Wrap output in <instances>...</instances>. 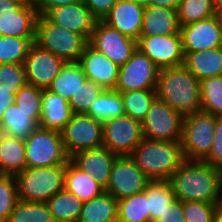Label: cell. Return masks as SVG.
<instances>
[{"mask_svg":"<svg viewBox=\"0 0 222 222\" xmlns=\"http://www.w3.org/2000/svg\"><path fill=\"white\" fill-rule=\"evenodd\" d=\"M34 43L65 62H78L88 41L83 36L52 23L45 15L39 14Z\"/></svg>","mask_w":222,"mask_h":222,"instance_id":"5","label":"cell"},{"mask_svg":"<svg viewBox=\"0 0 222 222\" xmlns=\"http://www.w3.org/2000/svg\"><path fill=\"white\" fill-rule=\"evenodd\" d=\"M213 222H222V202L216 205Z\"/></svg>","mask_w":222,"mask_h":222,"instance_id":"51","label":"cell"},{"mask_svg":"<svg viewBox=\"0 0 222 222\" xmlns=\"http://www.w3.org/2000/svg\"><path fill=\"white\" fill-rule=\"evenodd\" d=\"M123 99L125 115L142 123L156 98V90H132L120 92Z\"/></svg>","mask_w":222,"mask_h":222,"instance_id":"34","label":"cell"},{"mask_svg":"<svg viewBox=\"0 0 222 222\" xmlns=\"http://www.w3.org/2000/svg\"><path fill=\"white\" fill-rule=\"evenodd\" d=\"M145 190L151 222H154L176 198L168 180H150L147 183Z\"/></svg>","mask_w":222,"mask_h":222,"instance_id":"33","label":"cell"},{"mask_svg":"<svg viewBox=\"0 0 222 222\" xmlns=\"http://www.w3.org/2000/svg\"><path fill=\"white\" fill-rule=\"evenodd\" d=\"M184 54L183 65L199 81L222 75V47Z\"/></svg>","mask_w":222,"mask_h":222,"instance_id":"24","label":"cell"},{"mask_svg":"<svg viewBox=\"0 0 222 222\" xmlns=\"http://www.w3.org/2000/svg\"><path fill=\"white\" fill-rule=\"evenodd\" d=\"M154 222H186L183 211V202L175 199Z\"/></svg>","mask_w":222,"mask_h":222,"instance_id":"45","label":"cell"},{"mask_svg":"<svg viewBox=\"0 0 222 222\" xmlns=\"http://www.w3.org/2000/svg\"><path fill=\"white\" fill-rule=\"evenodd\" d=\"M38 127L39 124L29 116V113L18 107L16 103L9 106L0 119V133L24 141Z\"/></svg>","mask_w":222,"mask_h":222,"instance_id":"28","label":"cell"},{"mask_svg":"<svg viewBox=\"0 0 222 222\" xmlns=\"http://www.w3.org/2000/svg\"><path fill=\"white\" fill-rule=\"evenodd\" d=\"M179 32L184 52L222 47V33L218 15L180 26Z\"/></svg>","mask_w":222,"mask_h":222,"instance_id":"16","label":"cell"},{"mask_svg":"<svg viewBox=\"0 0 222 222\" xmlns=\"http://www.w3.org/2000/svg\"><path fill=\"white\" fill-rule=\"evenodd\" d=\"M82 0H38L34 5L39 14L44 15L48 10L81 2Z\"/></svg>","mask_w":222,"mask_h":222,"instance_id":"47","label":"cell"},{"mask_svg":"<svg viewBox=\"0 0 222 222\" xmlns=\"http://www.w3.org/2000/svg\"><path fill=\"white\" fill-rule=\"evenodd\" d=\"M14 92L0 90V119L9 106L15 103Z\"/></svg>","mask_w":222,"mask_h":222,"instance_id":"48","label":"cell"},{"mask_svg":"<svg viewBox=\"0 0 222 222\" xmlns=\"http://www.w3.org/2000/svg\"><path fill=\"white\" fill-rule=\"evenodd\" d=\"M177 15L179 25L185 26L216 14L212 0H180Z\"/></svg>","mask_w":222,"mask_h":222,"instance_id":"37","label":"cell"},{"mask_svg":"<svg viewBox=\"0 0 222 222\" xmlns=\"http://www.w3.org/2000/svg\"><path fill=\"white\" fill-rule=\"evenodd\" d=\"M55 222H77L83 202L66 189L53 195L46 202Z\"/></svg>","mask_w":222,"mask_h":222,"instance_id":"29","label":"cell"},{"mask_svg":"<svg viewBox=\"0 0 222 222\" xmlns=\"http://www.w3.org/2000/svg\"><path fill=\"white\" fill-rule=\"evenodd\" d=\"M180 0H150L151 6L167 7L170 9H178Z\"/></svg>","mask_w":222,"mask_h":222,"instance_id":"50","label":"cell"},{"mask_svg":"<svg viewBox=\"0 0 222 222\" xmlns=\"http://www.w3.org/2000/svg\"><path fill=\"white\" fill-rule=\"evenodd\" d=\"M65 189L83 203L94 199L105 191L93 177L79 170L70 160L66 164Z\"/></svg>","mask_w":222,"mask_h":222,"instance_id":"27","label":"cell"},{"mask_svg":"<svg viewBox=\"0 0 222 222\" xmlns=\"http://www.w3.org/2000/svg\"><path fill=\"white\" fill-rule=\"evenodd\" d=\"M149 181L129 155L117 156L105 191L120 200L144 191Z\"/></svg>","mask_w":222,"mask_h":222,"instance_id":"13","label":"cell"},{"mask_svg":"<svg viewBox=\"0 0 222 222\" xmlns=\"http://www.w3.org/2000/svg\"><path fill=\"white\" fill-rule=\"evenodd\" d=\"M144 8L134 0H118L102 20L122 34L137 40L142 29Z\"/></svg>","mask_w":222,"mask_h":222,"instance_id":"20","label":"cell"},{"mask_svg":"<svg viewBox=\"0 0 222 222\" xmlns=\"http://www.w3.org/2000/svg\"><path fill=\"white\" fill-rule=\"evenodd\" d=\"M129 156L149 180H169L185 161L181 142L146 138Z\"/></svg>","mask_w":222,"mask_h":222,"instance_id":"3","label":"cell"},{"mask_svg":"<svg viewBox=\"0 0 222 222\" xmlns=\"http://www.w3.org/2000/svg\"><path fill=\"white\" fill-rule=\"evenodd\" d=\"M8 222H55L46 202L18 200Z\"/></svg>","mask_w":222,"mask_h":222,"instance_id":"36","label":"cell"},{"mask_svg":"<svg viewBox=\"0 0 222 222\" xmlns=\"http://www.w3.org/2000/svg\"><path fill=\"white\" fill-rule=\"evenodd\" d=\"M34 39L0 36V64L24 63Z\"/></svg>","mask_w":222,"mask_h":222,"instance_id":"38","label":"cell"},{"mask_svg":"<svg viewBox=\"0 0 222 222\" xmlns=\"http://www.w3.org/2000/svg\"><path fill=\"white\" fill-rule=\"evenodd\" d=\"M39 13L33 3L24 2L14 12L0 14V36L35 38Z\"/></svg>","mask_w":222,"mask_h":222,"instance_id":"21","label":"cell"},{"mask_svg":"<svg viewBox=\"0 0 222 222\" xmlns=\"http://www.w3.org/2000/svg\"><path fill=\"white\" fill-rule=\"evenodd\" d=\"M168 181L181 202H222V170L205 161L185 160Z\"/></svg>","mask_w":222,"mask_h":222,"instance_id":"1","label":"cell"},{"mask_svg":"<svg viewBox=\"0 0 222 222\" xmlns=\"http://www.w3.org/2000/svg\"><path fill=\"white\" fill-rule=\"evenodd\" d=\"M26 83L24 63L0 64V90L16 93Z\"/></svg>","mask_w":222,"mask_h":222,"instance_id":"41","label":"cell"},{"mask_svg":"<svg viewBox=\"0 0 222 222\" xmlns=\"http://www.w3.org/2000/svg\"><path fill=\"white\" fill-rule=\"evenodd\" d=\"M104 146L81 150L70 156L69 160L81 171L88 173L104 189L107 188L112 165L117 158Z\"/></svg>","mask_w":222,"mask_h":222,"instance_id":"17","label":"cell"},{"mask_svg":"<svg viewBox=\"0 0 222 222\" xmlns=\"http://www.w3.org/2000/svg\"><path fill=\"white\" fill-rule=\"evenodd\" d=\"M42 93V88L26 83L15 94L17 106L29 113L38 124L42 117Z\"/></svg>","mask_w":222,"mask_h":222,"instance_id":"39","label":"cell"},{"mask_svg":"<svg viewBox=\"0 0 222 222\" xmlns=\"http://www.w3.org/2000/svg\"><path fill=\"white\" fill-rule=\"evenodd\" d=\"M118 200L104 191L83 203L77 222H117Z\"/></svg>","mask_w":222,"mask_h":222,"instance_id":"26","label":"cell"},{"mask_svg":"<svg viewBox=\"0 0 222 222\" xmlns=\"http://www.w3.org/2000/svg\"><path fill=\"white\" fill-rule=\"evenodd\" d=\"M87 115L101 122L125 115L123 99L114 89H103L92 104Z\"/></svg>","mask_w":222,"mask_h":222,"instance_id":"31","label":"cell"},{"mask_svg":"<svg viewBox=\"0 0 222 222\" xmlns=\"http://www.w3.org/2000/svg\"><path fill=\"white\" fill-rule=\"evenodd\" d=\"M91 14L97 19L102 20L111 10L118 0H82Z\"/></svg>","mask_w":222,"mask_h":222,"instance_id":"46","label":"cell"},{"mask_svg":"<svg viewBox=\"0 0 222 222\" xmlns=\"http://www.w3.org/2000/svg\"><path fill=\"white\" fill-rule=\"evenodd\" d=\"M212 5L215 11V14L222 16V0H212Z\"/></svg>","mask_w":222,"mask_h":222,"instance_id":"52","label":"cell"},{"mask_svg":"<svg viewBox=\"0 0 222 222\" xmlns=\"http://www.w3.org/2000/svg\"><path fill=\"white\" fill-rule=\"evenodd\" d=\"M23 3V0H0V14L4 12H14Z\"/></svg>","mask_w":222,"mask_h":222,"instance_id":"49","label":"cell"},{"mask_svg":"<svg viewBox=\"0 0 222 222\" xmlns=\"http://www.w3.org/2000/svg\"><path fill=\"white\" fill-rule=\"evenodd\" d=\"M201 111L222 116V75L200 81Z\"/></svg>","mask_w":222,"mask_h":222,"instance_id":"35","label":"cell"},{"mask_svg":"<svg viewBox=\"0 0 222 222\" xmlns=\"http://www.w3.org/2000/svg\"><path fill=\"white\" fill-rule=\"evenodd\" d=\"M18 202L17 185L14 176L5 175L0 179V222H8Z\"/></svg>","mask_w":222,"mask_h":222,"instance_id":"42","label":"cell"},{"mask_svg":"<svg viewBox=\"0 0 222 222\" xmlns=\"http://www.w3.org/2000/svg\"><path fill=\"white\" fill-rule=\"evenodd\" d=\"M26 168L66 165L69 156L63 145L61 133L38 127L26 140Z\"/></svg>","mask_w":222,"mask_h":222,"instance_id":"6","label":"cell"},{"mask_svg":"<svg viewBox=\"0 0 222 222\" xmlns=\"http://www.w3.org/2000/svg\"><path fill=\"white\" fill-rule=\"evenodd\" d=\"M220 25H221V33H222V16H219Z\"/></svg>","mask_w":222,"mask_h":222,"instance_id":"55","label":"cell"},{"mask_svg":"<svg viewBox=\"0 0 222 222\" xmlns=\"http://www.w3.org/2000/svg\"><path fill=\"white\" fill-rule=\"evenodd\" d=\"M60 133L69 157L81 150L103 146V124L87 114H73Z\"/></svg>","mask_w":222,"mask_h":222,"instance_id":"9","label":"cell"},{"mask_svg":"<svg viewBox=\"0 0 222 222\" xmlns=\"http://www.w3.org/2000/svg\"><path fill=\"white\" fill-rule=\"evenodd\" d=\"M179 31L176 9L151 5L144 8L140 36H165Z\"/></svg>","mask_w":222,"mask_h":222,"instance_id":"22","label":"cell"},{"mask_svg":"<svg viewBox=\"0 0 222 222\" xmlns=\"http://www.w3.org/2000/svg\"><path fill=\"white\" fill-rule=\"evenodd\" d=\"M5 175H4V173L2 172V170H1V168H0V179L2 178V177H4Z\"/></svg>","mask_w":222,"mask_h":222,"instance_id":"56","label":"cell"},{"mask_svg":"<svg viewBox=\"0 0 222 222\" xmlns=\"http://www.w3.org/2000/svg\"><path fill=\"white\" fill-rule=\"evenodd\" d=\"M137 49L148 56L159 69L184 64L180 33L165 36H140Z\"/></svg>","mask_w":222,"mask_h":222,"instance_id":"14","label":"cell"},{"mask_svg":"<svg viewBox=\"0 0 222 222\" xmlns=\"http://www.w3.org/2000/svg\"><path fill=\"white\" fill-rule=\"evenodd\" d=\"M156 97L183 116L201 111L200 81L184 65L159 69Z\"/></svg>","mask_w":222,"mask_h":222,"instance_id":"2","label":"cell"},{"mask_svg":"<svg viewBox=\"0 0 222 222\" xmlns=\"http://www.w3.org/2000/svg\"><path fill=\"white\" fill-rule=\"evenodd\" d=\"M88 44L119 67L137 50V40L122 34L103 20L96 21Z\"/></svg>","mask_w":222,"mask_h":222,"instance_id":"10","label":"cell"},{"mask_svg":"<svg viewBox=\"0 0 222 222\" xmlns=\"http://www.w3.org/2000/svg\"><path fill=\"white\" fill-rule=\"evenodd\" d=\"M0 168L8 176H16L26 169L24 140L0 133Z\"/></svg>","mask_w":222,"mask_h":222,"instance_id":"25","label":"cell"},{"mask_svg":"<svg viewBox=\"0 0 222 222\" xmlns=\"http://www.w3.org/2000/svg\"><path fill=\"white\" fill-rule=\"evenodd\" d=\"M41 108L42 117L39 126L59 132L66 126L73 115L69 101L48 89H43Z\"/></svg>","mask_w":222,"mask_h":222,"instance_id":"23","label":"cell"},{"mask_svg":"<svg viewBox=\"0 0 222 222\" xmlns=\"http://www.w3.org/2000/svg\"><path fill=\"white\" fill-rule=\"evenodd\" d=\"M214 136L210 154L203 161L222 170V116H216Z\"/></svg>","mask_w":222,"mask_h":222,"instance_id":"44","label":"cell"},{"mask_svg":"<svg viewBox=\"0 0 222 222\" xmlns=\"http://www.w3.org/2000/svg\"><path fill=\"white\" fill-rule=\"evenodd\" d=\"M24 2L35 4L38 0H23Z\"/></svg>","mask_w":222,"mask_h":222,"instance_id":"54","label":"cell"},{"mask_svg":"<svg viewBox=\"0 0 222 222\" xmlns=\"http://www.w3.org/2000/svg\"><path fill=\"white\" fill-rule=\"evenodd\" d=\"M102 90L100 85L86 79L68 100L72 113L87 114Z\"/></svg>","mask_w":222,"mask_h":222,"instance_id":"40","label":"cell"},{"mask_svg":"<svg viewBox=\"0 0 222 222\" xmlns=\"http://www.w3.org/2000/svg\"><path fill=\"white\" fill-rule=\"evenodd\" d=\"M86 79L78 62H66L47 89L69 100Z\"/></svg>","mask_w":222,"mask_h":222,"instance_id":"30","label":"cell"},{"mask_svg":"<svg viewBox=\"0 0 222 222\" xmlns=\"http://www.w3.org/2000/svg\"><path fill=\"white\" fill-rule=\"evenodd\" d=\"M66 62L33 43L24 61L27 83L47 89Z\"/></svg>","mask_w":222,"mask_h":222,"instance_id":"15","label":"cell"},{"mask_svg":"<svg viewBox=\"0 0 222 222\" xmlns=\"http://www.w3.org/2000/svg\"><path fill=\"white\" fill-rule=\"evenodd\" d=\"M117 222H151L146 190L118 200Z\"/></svg>","mask_w":222,"mask_h":222,"instance_id":"32","label":"cell"},{"mask_svg":"<svg viewBox=\"0 0 222 222\" xmlns=\"http://www.w3.org/2000/svg\"><path fill=\"white\" fill-rule=\"evenodd\" d=\"M184 116L157 97L142 121L143 138L181 142Z\"/></svg>","mask_w":222,"mask_h":222,"instance_id":"8","label":"cell"},{"mask_svg":"<svg viewBox=\"0 0 222 222\" xmlns=\"http://www.w3.org/2000/svg\"><path fill=\"white\" fill-rule=\"evenodd\" d=\"M66 165L26 168L15 177L18 200L47 202L65 189Z\"/></svg>","mask_w":222,"mask_h":222,"instance_id":"4","label":"cell"},{"mask_svg":"<svg viewBox=\"0 0 222 222\" xmlns=\"http://www.w3.org/2000/svg\"><path fill=\"white\" fill-rule=\"evenodd\" d=\"M134 1L144 7L150 6V0H134Z\"/></svg>","mask_w":222,"mask_h":222,"instance_id":"53","label":"cell"},{"mask_svg":"<svg viewBox=\"0 0 222 222\" xmlns=\"http://www.w3.org/2000/svg\"><path fill=\"white\" fill-rule=\"evenodd\" d=\"M44 15L52 23L83 36L87 41L97 21L83 1L50 9Z\"/></svg>","mask_w":222,"mask_h":222,"instance_id":"18","label":"cell"},{"mask_svg":"<svg viewBox=\"0 0 222 222\" xmlns=\"http://www.w3.org/2000/svg\"><path fill=\"white\" fill-rule=\"evenodd\" d=\"M217 203L183 202L186 222H213Z\"/></svg>","mask_w":222,"mask_h":222,"instance_id":"43","label":"cell"},{"mask_svg":"<svg viewBox=\"0 0 222 222\" xmlns=\"http://www.w3.org/2000/svg\"><path fill=\"white\" fill-rule=\"evenodd\" d=\"M158 73L156 64L137 49L131 58L120 66L114 90H156Z\"/></svg>","mask_w":222,"mask_h":222,"instance_id":"12","label":"cell"},{"mask_svg":"<svg viewBox=\"0 0 222 222\" xmlns=\"http://www.w3.org/2000/svg\"><path fill=\"white\" fill-rule=\"evenodd\" d=\"M78 63L88 80L100 85L103 89L115 88L120 67L103 53L87 44Z\"/></svg>","mask_w":222,"mask_h":222,"instance_id":"19","label":"cell"},{"mask_svg":"<svg viewBox=\"0 0 222 222\" xmlns=\"http://www.w3.org/2000/svg\"><path fill=\"white\" fill-rule=\"evenodd\" d=\"M216 116L204 111L184 116L182 149L185 160L203 161L212 149Z\"/></svg>","mask_w":222,"mask_h":222,"instance_id":"7","label":"cell"},{"mask_svg":"<svg viewBox=\"0 0 222 222\" xmlns=\"http://www.w3.org/2000/svg\"><path fill=\"white\" fill-rule=\"evenodd\" d=\"M103 124V146L118 156L130 155L143 139L142 125L128 115L110 118Z\"/></svg>","mask_w":222,"mask_h":222,"instance_id":"11","label":"cell"}]
</instances>
